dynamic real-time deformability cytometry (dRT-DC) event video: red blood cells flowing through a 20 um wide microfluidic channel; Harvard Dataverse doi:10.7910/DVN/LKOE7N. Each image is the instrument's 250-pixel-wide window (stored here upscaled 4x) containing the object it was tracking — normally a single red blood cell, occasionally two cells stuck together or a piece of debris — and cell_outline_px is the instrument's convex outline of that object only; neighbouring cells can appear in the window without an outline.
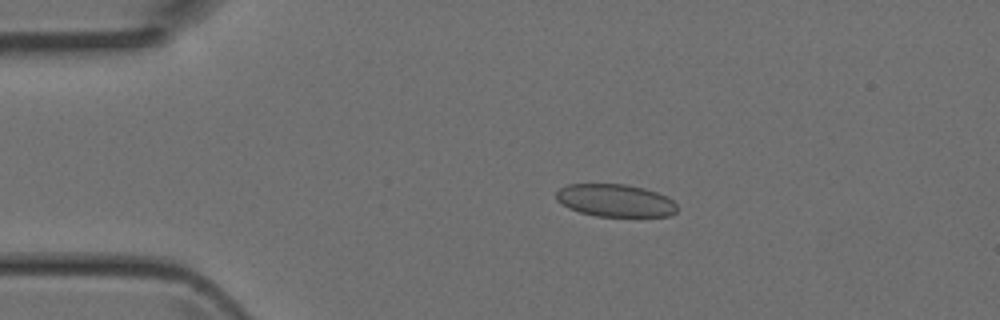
{"species": "Egyptian fruit bat (a non-hibernating species)", "species_latin": "Rousettus aegyptiacus", "temperature_condition": "room temperature", "stored_images_in_passage": 3, "camera_frame_rate_fps": 3000, "um_per_image_px": 0.085, "animal": {"sex": "female"}, "frame": {"image": 1, "passage_image": 2, "time_ms": 0.333, "image_size_px": [1000, 320], "cell_outline_px": [[676, 212], [668, 216], [596, 216], [580, 212], [568, 208], [556, 200], [556, 192], [560, 188], [568, 184], [624, 184], [644, 188], [668, 196], [676, 204]], "centroid_in_image_um": [52.28, 17.04], "position_along_channel_um": 32.7, "area_um2": 22.95}}